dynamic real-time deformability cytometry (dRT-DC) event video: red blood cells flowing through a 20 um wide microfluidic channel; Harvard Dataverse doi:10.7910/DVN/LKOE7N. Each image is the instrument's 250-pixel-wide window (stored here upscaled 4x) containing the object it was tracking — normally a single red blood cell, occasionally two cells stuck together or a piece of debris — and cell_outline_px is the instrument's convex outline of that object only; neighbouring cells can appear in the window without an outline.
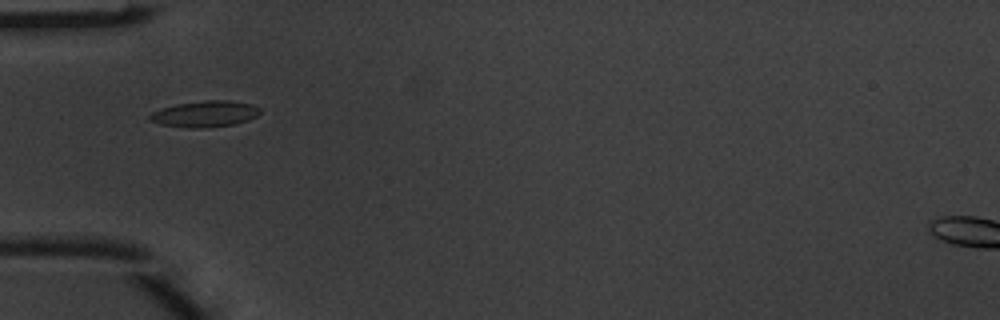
{"species": "common noctule bat (a hibernating species)", "species_latin": "Nyctalus noctula", "temperature_condition": "warm", "stored_images_in_passage": 2, "camera_frame_rate_fps": 3000, "um_per_image_px": 0.085, "animal": {"sex": "male", "body_mass_g": 20.1, "forearm_length_mm": 53.5}, "frame": {"image": 1, "passage_image": 1, "time_ms": 0.0, "image_size_px": [1000, 320], "cell_outline_px": [[260, 112], [256, 116], [248, 120], [236, 124], [204, 128], [188, 128], [160, 124], [148, 120], [148, 116], [152, 112], [160, 108], [176, 104], [204, 100], [228, 100], [252, 104], [260, 108]], "centroid_in_image_um": [17.4, 9.68], "position_along_channel_um": 67.6, "area_um2": 16.99}}